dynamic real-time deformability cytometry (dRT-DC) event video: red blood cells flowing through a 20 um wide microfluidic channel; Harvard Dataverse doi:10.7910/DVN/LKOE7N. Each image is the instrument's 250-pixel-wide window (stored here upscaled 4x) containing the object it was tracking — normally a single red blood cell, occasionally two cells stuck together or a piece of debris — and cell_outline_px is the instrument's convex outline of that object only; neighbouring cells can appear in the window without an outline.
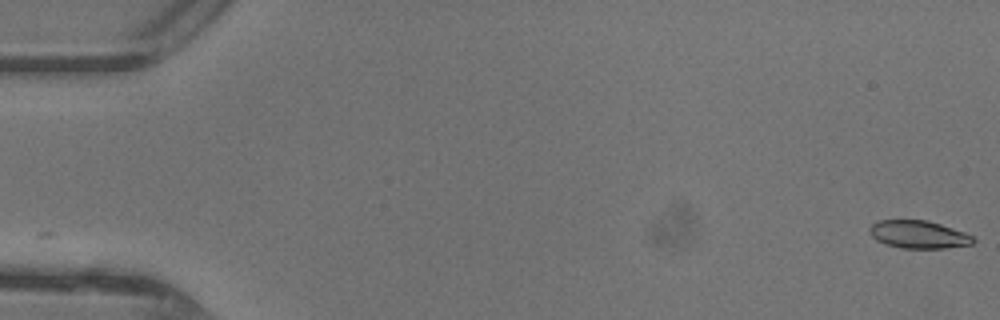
{"species": "common noctule bat (a hibernating species)", "species_latin": "Nyctalus noctula", "temperature_condition": "warm", "stored_images_in_passage": 48, "camera_frame_rate_fps": 3000, "um_per_image_px": 0.085, "animal": {"sex": "female"}, "frame": {"image": 1, "passage_image": 1, "time_ms": 0.0, "image_size_px": [1000, 320], "cell_outline_px": [[976, 240], [972, 244], [944, 248], [900, 248], [884, 244], [876, 240], [872, 236], [868, 228], [872, 224], [880, 220], [928, 220], [964, 232], [972, 236]], "centroid_in_image_um": [78.06, 19.93], "position_along_channel_um": 6.9, "area_um2": 16.76}}
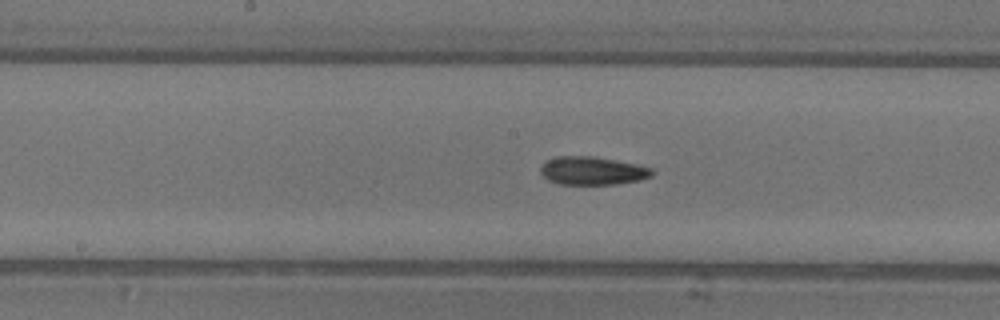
{"frame": {"image": 2, "passage_image": 25, "time_ms": 8.0, "image_size_px": [1000, 320], "cell_outline_px": [[652, 176], [636, 180], [616, 184], [560, 184], [548, 180], [540, 172], [540, 168], [548, 160], [556, 156], [592, 156], [636, 164], [652, 168]], "centroid_in_image_um": [50.33, 14.51], "position_along_channel_um": 197.9, "area_um2": 18.03}}
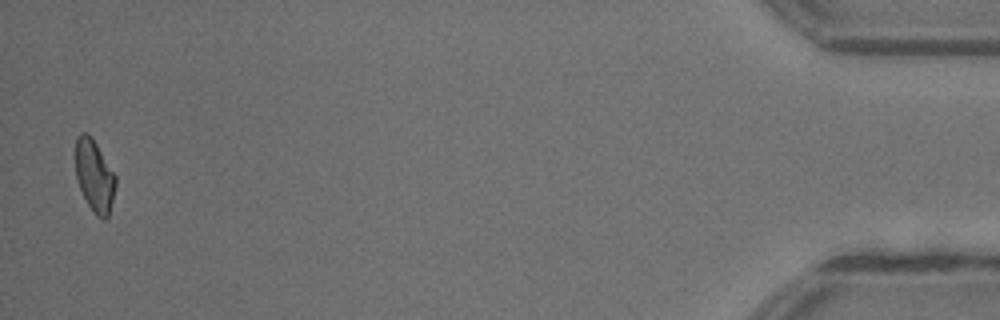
{"frame": {"image": 3, "passage_image": 47, "time_ms": 15.333, "image_size_px": [1000, 320], "cell_outline_px": [[116, 184], [108, 216], [104, 220], [100, 220], [92, 212], [76, 180], [76, 136], [80, 132], [88, 132], [92, 136], [116, 176]], "centroid_in_image_um": [8.02, 14.93], "position_along_channel_um": 427.2, "area_um2": 16.94}, "authors_computed_cell_mechanics": {"area_um2": 17.7446, "velocity_mm_per_s": 4.4066, "shape_relaxation_time_tau1_ms": 8.59, "shape_relaxation_time_tau2_ms": 3.4106, "deformation_change_tau1": 0.2112, "deformation_change_tau2": 0.0923}}